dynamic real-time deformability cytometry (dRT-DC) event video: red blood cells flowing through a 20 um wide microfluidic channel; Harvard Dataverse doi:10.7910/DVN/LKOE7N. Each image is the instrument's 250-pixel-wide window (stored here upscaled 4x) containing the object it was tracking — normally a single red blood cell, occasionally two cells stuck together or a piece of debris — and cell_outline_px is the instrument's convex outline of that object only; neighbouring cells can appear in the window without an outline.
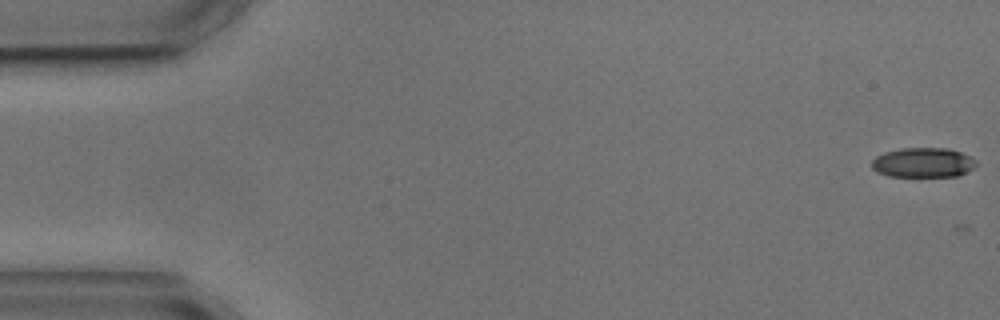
{"species": "common noctule bat (a hibernating species)", "species_latin": "Nyctalus noctula", "temperature_condition": "cold", "stored_images_in_passage": 4, "camera_frame_rate_fps": 3000, "um_per_image_px": 0.085, "animal": {"sex": "male", "body_mass_g": 17.9, "forearm_length_mm": 54.2}, "frame": {"image": 1, "passage_image": 1, "time_ms": 0.0, "image_size_px": [1000, 320], "cell_outline_px": [[976, 164], [972, 168], [960, 176], [888, 176], [876, 172], [872, 168], [872, 160], [876, 156], [884, 152], [900, 148], [948, 148], [960, 152], [976, 160]], "centroid_in_image_um": [78.43, 13.82], "position_along_channel_um": 6.6, "area_um2": 18.09}}
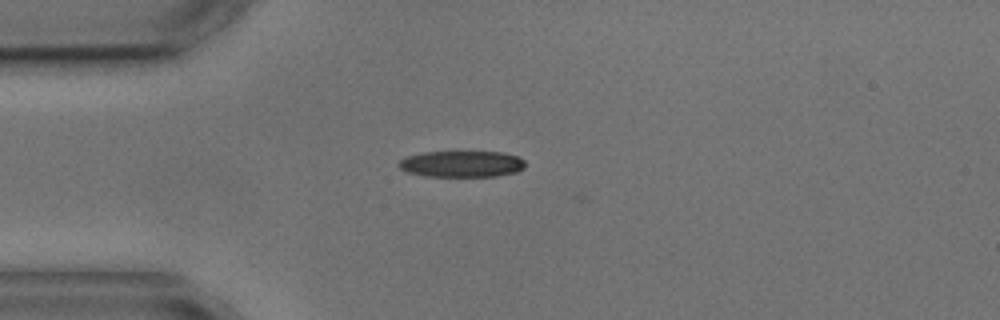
{"frame": {"image": 2, "passage_image": 4, "time_ms": 4.333, "image_size_px": [1000, 320], "cell_outline_px": [[524, 168], [516, 172], [496, 176], [424, 176], [408, 172], [400, 168], [396, 164], [404, 156], [424, 152], [500, 152], [516, 156], [524, 160]], "centroid_in_image_um": [39.2, 13.93], "position_along_channel_um": 45.8, "area_um2": 19.36}}